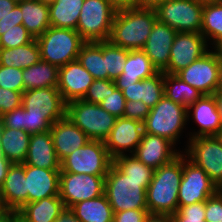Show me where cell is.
<instances>
[{
  "instance_id": "obj_1",
  "label": "cell",
  "mask_w": 222,
  "mask_h": 222,
  "mask_svg": "<svg viewBox=\"0 0 222 222\" xmlns=\"http://www.w3.org/2000/svg\"><path fill=\"white\" fill-rule=\"evenodd\" d=\"M24 131L45 132L66 115V103L57 87L32 89L22 93Z\"/></svg>"
},
{
  "instance_id": "obj_2",
  "label": "cell",
  "mask_w": 222,
  "mask_h": 222,
  "mask_svg": "<svg viewBox=\"0 0 222 222\" xmlns=\"http://www.w3.org/2000/svg\"><path fill=\"white\" fill-rule=\"evenodd\" d=\"M156 21L153 8L134 6L117 10L109 41L129 51L142 49Z\"/></svg>"
},
{
  "instance_id": "obj_3",
  "label": "cell",
  "mask_w": 222,
  "mask_h": 222,
  "mask_svg": "<svg viewBox=\"0 0 222 222\" xmlns=\"http://www.w3.org/2000/svg\"><path fill=\"white\" fill-rule=\"evenodd\" d=\"M183 175V154L154 170L146 189L149 213L174 214L178 210V192Z\"/></svg>"
},
{
  "instance_id": "obj_4",
  "label": "cell",
  "mask_w": 222,
  "mask_h": 222,
  "mask_svg": "<svg viewBox=\"0 0 222 222\" xmlns=\"http://www.w3.org/2000/svg\"><path fill=\"white\" fill-rule=\"evenodd\" d=\"M150 182L130 179L112 163L105 176L104 194L113 212L147 209L146 189Z\"/></svg>"
},
{
  "instance_id": "obj_5",
  "label": "cell",
  "mask_w": 222,
  "mask_h": 222,
  "mask_svg": "<svg viewBox=\"0 0 222 222\" xmlns=\"http://www.w3.org/2000/svg\"><path fill=\"white\" fill-rule=\"evenodd\" d=\"M36 41L41 60L58 68L77 60L79 51L86 43L76 30L51 26Z\"/></svg>"
},
{
  "instance_id": "obj_6",
  "label": "cell",
  "mask_w": 222,
  "mask_h": 222,
  "mask_svg": "<svg viewBox=\"0 0 222 222\" xmlns=\"http://www.w3.org/2000/svg\"><path fill=\"white\" fill-rule=\"evenodd\" d=\"M187 108L173 102L167 96L152 108L143 122L144 133L158 135L171 141H178L187 124Z\"/></svg>"
},
{
  "instance_id": "obj_7",
  "label": "cell",
  "mask_w": 222,
  "mask_h": 222,
  "mask_svg": "<svg viewBox=\"0 0 222 222\" xmlns=\"http://www.w3.org/2000/svg\"><path fill=\"white\" fill-rule=\"evenodd\" d=\"M66 116L80 128L90 140L104 141L113 128L116 117L99 104L74 100L66 104Z\"/></svg>"
},
{
  "instance_id": "obj_8",
  "label": "cell",
  "mask_w": 222,
  "mask_h": 222,
  "mask_svg": "<svg viewBox=\"0 0 222 222\" xmlns=\"http://www.w3.org/2000/svg\"><path fill=\"white\" fill-rule=\"evenodd\" d=\"M116 12L107 0H84L76 31L86 42L109 40Z\"/></svg>"
},
{
  "instance_id": "obj_9",
  "label": "cell",
  "mask_w": 222,
  "mask_h": 222,
  "mask_svg": "<svg viewBox=\"0 0 222 222\" xmlns=\"http://www.w3.org/2000/svg\"><path fill=\"white\" fill-rule=\"evenodd\" d=\"M112 163L104 141L89 140L61 162L60 172L106 176Z\"/></svg>"
},
{
  "instance_id": "obj_10",
  "label": "cell",
  "mask_w": 222,
  "mask_h": 222,
  "mask_svg": "<svg viewBox=\"0 0 222 222\" xmlns=\"http://www.w3.org/2000/svg\"><path fill=\"white\" fill-rule=\"evenodd\" d=\"M155 10L157 20L177 32L201 33L203 5L196 0H166Z\"/></svg>"
},
{
  "instance_id": "obj_11",
  "label": "cell",
  "mask_w": 222,
  "mask_h": 222,
  "mask_svg": "<svg viewBox=\"0 0 222 222\" xmlns=\"http://www.w3.org/2000/svg\"><path fill=\"white\" fill-rule=\"evenodd\" d=\"M186 157L201 167L222 190V144L216 136L189 138Z\"/></svg>"
},
{
  "instance_id": "obj_12",
  "label": "cell",
  "mask_w": 222,
  "mask_h": 222,
  "mask_svg": "<svg viewBox=\"0 0 222 222\" xmlns=\"http://www.w3.org/2000/svg\"><path fill=\"white\" fill-rule=\"evenodd\" d=\"M105 176L60 172L59 196L65 208L104 194Z\"/></svg>"
},
{
  "instance_id": "obj_13",
  "label": "cell",
  "mask_w": 222,
  "mask_h": 222,
  "mask_svg": "<svg viewBox=\"0 0 222 222\" xmlns=\"http://www.w3.org/2000/svg\"><path fill=\"white\" fill-rule=\"evenodd\" d=\"M218 190L207 173L183 154V175L178 192V208L204 202Z\"/></svg>"
},
{
  "instance_id": "obj_14",
  "label": "cell",
  "mask_w": 222,
  "mask_h": 222,
  "mask_svg": "<svg viewBox=\"0 0 222 222\" xmlns=\"http://www.w3.org/2000/svg\"><path fill=\"white\" fill-rule=\"evenodd\" d=\"M219 68L220 58L210 50L176 75L203 95H211L218 89Z\"/></svg>"
},
{
  "instance_id": "obj_15",
  "label": "cell",
  "mask_w": 222,
  "mask_h": 222,
  "mask_svg": "<svg viewBox=\"0 0 222 222\" xmlns=\"http://www.w3.org/2000/svg\"><path fill=\"white\" fill-rule=\"evenodd\" d=\"M208 44L201 33L177 32L164 73L176 74L207 53Z\"/></svg>"
},
{
  "instance_id": "obj_16",
  "label": "cell",
  "mask_w": 222,
  "mask_h": 222,
  "mask_svg": "<svg viewBox=\"0 0 222 222\" xmlns=\"http://www.w3.org/2000/svg\"><path fill=\"white\" fill-rule=\"evenodd\" d=\"M143 133L142 122L120 117L116 119L111 132L104 140V145L112 159L125 155V152L133 154L142 139Z\"/></svg>"
},
{
  "instance_id": "obj_17",
  "label": "cell",
  "mask_w": 222,
  "mask_h": 222,
  "mask_svg": "<svg viewBox=\"0 0 222 222\" xmlns=\"http://www.w3.org/2000/svg\"><path fill=\"white\" fill-rule=\"evenodd\" d=\"M93 81V76L78 60L58 69L57 88L66 104L74 100H82Z\"/></svg>"
},
{
  "instance_id": "obj_18",
  "label": "cell",
  "mask_w": 222,
  "mask_h": 222,
  "mask_svg": "<svg viewBox=\"0 0 222 222\" xmlns=\"http://www.w3.org/2000/svg\"><path fill=\"white\" fill-rule=\"evenodd\" d=\"M174 148L175 145L166 138L143 133L133 155L144 165L156 170L180 154Z\"/></svg>"
},
{
  "instance_id": "obj_19",
  "label": "cell",
  "mask_w": 222,
  "mask_h": 222,
  "mask_svg": "<svg viewBox=\"0 0 222 222\" xmlns=\"http://www.w3.org/2000/svg\"><path fill=\"white\" fill-rule=\"evenodd\" d=\"M176 34V30L157 20L142 48L158 72H164L168 68L170 50Z\"/></svg>"
},
{
  "instance_id": "obj_20",
  "label": "cell",
  "mask_w": 222,
  "mask_h": 222,
  "mask_svg": "<svg viewBox=\"0 0 222 222\" xmlns=\"http://www.w3.org/2000/svg\"><path fill=\"white\" fill-rule=\"evenodd\" d=\"M28 203L59 195L60 170L24 164Z\"/></svg>"
},
{
  "instance_id": "obj_21",
  "label": "cell",
  "mask_w": 222,
  "mask_h": 222,
  "mask_svg": "<svg viewBox=\"0 0 222 222\" xmlns=\"http://www.w3.org/2000/svg\"><path fill=\"white\" fill-rule=\"evenodd\" d=\"M50 132L60 162L90 140L66 115L51 126Z\"/></svg>"
},
{
  "instance_id": "obj_22",
  "label": "cell",
  "mask_w": 222,
  "mask_h": 222,
  "mask_svg": "<svg viewBox=\"0 0 222 222\" xmlns=\"http://www.w3.org/2000/svg\"><path fill=\"white\" fill-rule=\"evenodd\" d=\"M0 203L7 211H18L28 203L24 163L12 164L0 188Z\"/></svg>"
},
{
  "instance_id": "obj_23",
  "label": "cell",
  "mask_w": 222,
  "mask_h": 222,
  "mask_svg": "<svg viewBox=\"0 0 222 222\" xmlns=\"http://www.w3.org/2000/svg\"><path fill=\"white\" fill-rule=\"evenodd\" d=\"M192 109V119L199 125L200 129L193 134L191 133L190 138L216 136V134L222 130L220 116L213 94L203 95L187 108V121H189Z\"/></svg>"
},
{
  "instance_id": "obj_24",
  "label": "cell",
  "mask_w": 222,
  "mask_h": 222,
  "mask_svg": "<svg viewBox=\"0 0 222 222\" xmlns=\"http://www.w3.org/2000/svg\"><path fill=\"white\" fill-rule=\"evenodd\" d=\"M23 163L48 170L61 169L50 130L31 135L28 153Z\"/></svg>"
},
{
  "instance_id": "obj_25",
  "label": "cell",
  "mask_w": 222,
  "mask_h": 222,
  "mask_svg": "<svg viewBox=\"0 0 222 222\" xmlns=\"http://www.w3.org/2000/svg\"><path fill=\"white\" fill-rule=\"evenodd\" d=\"M126 101H142L152 109L164 96V72L130 85H116Z\"/></svg>"
},
{
  "instance_id": "obj_26",
  "label": "cell",
  "mask_w": 222,
  "mask_h": 222,
  "mask_svg": "<svg viewBox=\"0 0 222 222\" xmlns=\"http://www.w3.org/2000/svg\"><path fill=\"white\" fill-rule=\"evenodd\" d=\"M158 71L152 61L142 51L128 50L127 60L123 66V73L114 81L115 85H130L145 78L152 77Z\"/></svg>"
},
{
  "instance_id": "obj_27",
  "label": "cell",
  "mask_w": 222,
  "mask_h": 222,
  "mask_svg": "<svg viewBox=\"0 0 222 222\" xmlns=\"http://www.w3.org/2000/svg\"><path fill=\"white\" fill-rule=\"evenodd\" d=\"M64 209L58 195L24 204L17 213L24 222H54Z\"/></svg>"
},
{
  "instance_id": "obj_28",
  "label": "cell",
  "mask_w": 222,
  "mask_h": 222,
  "mask_svg": "<svg viewBox=\"0 0 222 222\" xmlns=\"http://www.w3.org/2000/svg\"><path fill=\"white\" fill-rule=\"evenodd\" d=\"M31 135L1 125L0 153L12 164H22L27 156Z\"/></svg>"
},
{
  "instance_id": "obj_29",
  "label": "cell",
  "mask_w": 222,
  "mask_h": 222,
  "mask_svg": "<svg viewBox=\"0 0 222 222\" xmlns=\"http://www.w3.org/2000/svg\"><path fill=\"white\" fill-rule=\"evenodd\" d=\"M22 25L34 39L41 36L50 26L49 5L39 0L21 2Z\"/></svg>"
},
{
  "instance_id": "obj_30",
  "label": "cell",
  "mask_w": 222,
  "mask_h": 222,
  "mask_svg": "<svg viewBox=\"0 0 222 222\" xmlns=\"http://www.w3.org/2000/svg\"><path fill=\"white\" fill-rule=\"evenodd\" d=\"M81 222H113V210L105 194L70 207Z\"/></svg>"
},
{
  "instance_id": "obj_31",
  "label": "cell",
  "mask_w": 222,
  "mask_h": 222,
  "mask_svg": "<svg viewBox=\"0 0 222 222\" xmlns=\"http://www.w3.org/2000/svg\"><path fill=\"white\" fill-rule=\"evenodd\" d=\"M58 67L40 60L32 66L22 69L24 92L47 87H57Z\"/></svg>"
},
{
  "instance_id": "obj_32",
  "label": "cell",
  "mask_w": 222,
  "mask_h": 222,
  "mask_svg": "<svg viewBox=\"0 0 222 222\" xmlns=\"http://www.w3.org/2000/svg\"><path fill=\"white\" fill-rule=\"evenodd\" d=\"M41 60L40 49L36 39L15 48H0V65L26 69Z\"/></svg>"
},
{
  "instance_id": "obj_33",
  "label": "cell",
  "mask_w": 222,
  "mask_h": 222,
  "mask_svg": "<svg viewBox=\"0 0 222 222\" xmlns=\"http://www.w3.org/2000/svg\"><path fill=\"white\" fill-rule=\"evenodd\" d=\"M84 0H56L49 5L51 27L77 29Z\"/></svg>"
},
{
  "instance_id": "obj_34",
  "label": "cell",
  "mask_w": 222,
  "mask_h": 222,
  "mask_svg": "<svg viewBox=\"0 0 222 222\" xmlns=\"http://www.w3.org/2000/svg\"><path fill=\"white\" fill-rule=\"evenodd\" d=\"M77 60L94 79H108L103 57V41L86 42L79 51Z\"/></svg>"
},
{
  "instance_id": "obj_35",
  "label": "cell",
  "mask_w": 222,
  "mask_h": 222,
  "mask_svg": "<svg viewBox=\"0 0 222 222\" xmlns=\"http://www.w3.org/2000/svg\"><path fill=\"white\" fill-rule=\"evenodd\" d=\"M164 95L186 108L199 100L203 94L181 80L176 74L164 73Z\"/></svg>"
},
{
  "instance_id": "obj_36",
  "label": "cell",
  "mask_w": 222,
  "mask_h": 222,
  "mask_svg": "<svg viewBox=\"0 0 222 222\" xmlns=\"http://www.w3.org/2000/svg\"><path fill=\"white\" fill-rule=\"evenodd\" d=\"M201 34L214 46L222 40V2L203 5Z\"/></svg>"
},
{
  "instance_id": "obj_37",
  "label": "cell",
  "mask_w": 222,
  "mask_h": 222,
  "mask_svg": "<svg viewBox=\"0 0 222 222\" xmlns=\"http://www.w3.org/2000/svg\"><path fill=\"white\" fill-rule=\"evenodd\" d=\"M113 164L130 179L152 180L154 170L144 165L133 154L116 157Z\"/></svg>"
},
{
  "instance_id": "obj_38",
  "label": "cell",
  "mask_w": 222,
  "mask_h": 222,
  "mask_svg": "<svg viewBox=\"0 0 222 222\" xmlns=\"http://www.w3.org/2000/svg\"><path fill=\"white\" fill-rule=\"evenodd\" d=\"M128 50L113 45L109 40L103 41V57L108 71V79L115 81L123 73Z\"/></svg>"
},
{
  "instance_id": "obj_39",
  "label": "cell",
  "mask_w": 222,
  "mask_h": 222,
  "mask_svg": "<svg viewBox=\"0 0 222 222\" xmlns=\"http://www.w3.org/2000/svg\"><path fill=\"white\" fill-rule=\"evenodd\" d=\"M34 40L33 36L21 24L8 30H0V48H15Z\"/></svg>"
},
{
  "instance_id": "obj_40",
  "label": "cell",
  "mask_w": 222,
  "mask_h": 222,
  "mask_svg": "<svg viewBox=\"0 0 222 222\" xmlns=\"http://www.w3.org/2000/svg\"><path fill=\"white\" fill-rule=\"evenodd\" d=\"M125 97L115 83L110 86V92L99 105L116 118L123 117L125 111Z\"/></svg>"
},
{
  "instance_id": "obj_41",
  "label": "cell",
  "mask_w": 222,
  "mask_h": 222,
  "mask_svg": "<svg viewBox=\"0 0 222 222\" xmlns=\"http://www.w3.org/2000/svg\"><path fill=\"white\" fill-rule=\"evenodd\" d=\"M172 216L174 222H206L205 201L180 206Z\"/></svg>"
},
{
  "instance_id": "obj_42",
  "label": "cell",
  "mask_w": 222,
  "mask_h": 222,
  "mask_svg": "<svg viewBox=\"0 0 222 222\" xmlns=\"http://www.w3.org/2000/svg\"><path fill=\"white\" fill-rule=\"evenodd\" d=\"M0 87L16 92H24L22 69L0 65Z\"/></svg>"
},
{
  "instance_id": "obj_43",
  "label": "cell",
  "mask_w": 222,
  "mask_h": 222,
  "mask_svg": "<svg viewBox=\"0 0 222 222\" xmlns=\"http://www.w3.org/2000/svg\"><path fill=\"white\" fill-rule=\"evenodd\" d=\"M113 83L114 81L109 79H94L82 100L95 104L101 103L108 96Z\"/></svg>"
},
{
  "instance_id": "obj_44",
  "label": "cell",
  "mask_w": 222,
  "mask_h": 222,
  "mask_svg": "<svg viewBox=\"0 0 222 222\" xmlns=\"http://www.w3.org/2000/svg\"><path fill=\"white\" fill-rule=\"evenodd\" d=\"M205 221L222 222V190L219 189L214 195L205 201Z\"/></svg>"
},
{
  "instance_id": "obj_45",
  "label": "cell",
  "mask_w": 222,
  "mask_h": 222,
  "mask_svg": "<svg viewBox=\"0 0 222 222\" xmlns=\"http://www.w3.org/2000/svg\"><path fill=\"white\" fill-rule=\"evenodd\" d=\"M22 105V93L0 87V116Z\"/></svg>"
},
{
  "instance_id": "obj_46",
  "label": "cell",
  "mask_w": 222,
  "mask_h": 222,
  "mask_svg": "<svg viewBox=\"0 0 222 222\" xmlns=\"http://www.w3.org/2000/svg\"><path fill=\"white\" fill-rule=\"evenodd\" d=\"M150 112V108L142 101H126L123 117L144 122Z\"/></svg>"
},
{
  "instance_id": "obj_47",
  "label": "cell",
  "mask_w": 222,
  "mask_h": 222,
  "mask_svg": "<svg viewBox=\"0 0 222 222\" xmlns=\"http://www.w3.org/2000/svg\"><path fill=\"white\" fill-rule=\"evenodd\" d=\"M0 124L5 128L24 130L23 125V106L15 108L0 116Z\"/></svg>"
},
{
  "instance_id": "obj_48",
  "label": "cell",
  "mask_w": 222,
  "mask_h": 222,
  "mask_svg": "<svg viewBox=\"0 0 222 222\" xmlns=\"http://www.w3.org/2000/svg\"><path fill=\"white\" fill-rule=\"evenodd\" d=\"M113 213V222H145L149 214L148 209H129Z\"/></svg>"
},
{
  "instance_id": "obj_49",
  "label": "cell",
  "mask_w": 222,
  "mask_h": 222,
  "mask_svg": "<svg viewBox=\"0 0 222 222\" xmlns=\"http://www.w3.org/2000/svg\"><path fill=\"white\" fill-rule=\"evenodd\" d=\"M22 24L21 2L17 3L7 16L0 20V30H8Z\"/></svg>"
},
{
  "instance_id": "obj_50",
  "label": "cell",
  "mask_w": 222,
  "mask_h": 222,
  "mask_svg": "<svg viewBox=\"0 0 222 222\" xmlns=\"http://www.w3.org/2000/svg\"><path fill=\"white\" fill-rule=\"evenodd\" d=\"M145 222H174L170 214L149 213Z\"/></svg>"
},
{
  "instance_id": "obj_51",
  "label": "cell",
  "mask_w": 222,
  "mask_h": 222,
  "mask_svg": "<svg viewBox=\"0 0 222 222\" xmlns=\"http://www.w3.org/2000/svg\"><path fill=\"white\" fill-rule=\"evenodd\" d=\"M12 163L0 153V188L2 187Z\"/></svg>"
},
{
  "instance_id": "obj_52",
  "label": "cell",
  "mask_w": 222,
  "mask_h": 222,
  "mask_svg": "<svg viewBox=\"0 0 222 222\" xmlns=\"http://www.w3.org/2000/svg\"><path fill=\"white\" fill-rule=\"evenodd\" d=\"M54 222H81L70 208H65Z\"/></svg>"
},
{
  "instance_id": "obj_53",
  "label": "cell",
  "mask_w": 222,
  "mask_h": 222,
  "mask_svg": "<svg viewBox=\"0 0 222 222\" xmlns=\"http://www.w3.org/2000/svg\"><path fill=\"white\" fill-rule=\"evenodd\" d=\"M116 10L136 6V0H107Z\"/></svg>"
},
{
  "instance_id": "obj_54",
  "label": "cell",
  "mask_w": 222,
  "mask_h": 222,
  "mask_svg": "<svg viewBox=\"0 0 222 222\" xmlns=\"http://www.w3.org/2000/svg\"><path fill=\"white\" fill-rule=\"evenodd\" d=\"M16 4L12 0H0V20L7 16Z\"/></svg>"
},
{
  "instance_id": "obj_55",
  "label": "cell",
  "mask_w": 222,
  "mask_h": 222,
  "mask_svg": "<svg viewBox=\"0 0 222 222\" xmlns=\"http://www.w3.org/2000/svg\"><path fill=\"white\" fill-rule=\"evenodd\" d=\"M165 1L166 0H136V7L155 9L159 4Z\"/></svg>"
},
{
  "instance_id": "obj_56",
  "label": "cell",
  "mask_w": 222,
  "mask_h": 222,
  "mask_svg": "<svg viewBox=\"0 0 222 222\" xmlns=\"http://www.w3.org/2000/svg\"><path fill=\"white\" fill-rule=\"evenodd\" d=\"M213 97L215 98L216 104H217V109H218V113L220 116V123L222 126V91L221 90H216L213 93Z\"/></svg>"
},
{
  "instance_id": "obj_57",
  "label": "cell",
  "mask_w": 222,
  "mask_h": 222,
  "mask_svg": "<svg viewBox=\"0 0 222 222\" xmlns=\"http://www.w3.org/2000/svg\"><path fill=\"white\" fill-rule=\"evenodd\" d=\"M0 222H14V211H6L0 217Z\"/></svg>"
},
{
  "instance_id": "obj_58",
  "label": "cell",
  "mask_w": 222,
  "mask_h": 222,
  "mask_svg": "<svg viewBox=\"0 0 222 222\" xmlns=\"http://www.w3.org/2000/svg\"><path fill=\"white\" fill-rule=\"evenodd\" d=\"M214 47V51L219 56L220 59H222V40L219 41Z\"/></svg>"
},
{
  "instance_id": "obj_59",
  "label": "cell",
  "mask_w": 222,
  "mask_h": 222,
  "mask_svg": "<svg viewBox=\"0 0 222 222\" xmlns=\"http://www.w3.org/2000/svg\"><path fill=\"white\" fill-rule=\"evenodd\" d=\"M201 5L221 3L222 0H196Z\"/></svg>"
},
{
  "instance_id": "obj_60",
  "label": "cell",
  "mask_w": 222,
  "mask_h": 222,
  "mask_svg": "<svg viewBox=\"0 0 222 222\" xmlns=\"http://www.w3.org/2000/svg\"><path fill=\"white\" fill-rule=\"evenodd\" d=\"M222 91V59H220V68H219V83H218V89Z\"/></svg>"
},
{
  "instance_id": "obj_61",
  "label": "cell",
  "mask_w": 222,
  "mask_h": 222,
  "mask_svg": "<svg viewBox=\"0 0 222 222\" xmlns=\"http://www.w3.org/2000/svg\"><path fill=\"white\" fill-rule=\"evenodd\" d=\"M14 222H24L22 219L19 218V215L16 211H14Z\"/></svg>"
},
{
  "instance_id": "obj_62",
  "label": "cell",
  "mask_w": 222,
  "mask_h": 222,
  "mask_svg": "<svg viewBox=\"0 0 222 222\" xmlns=\"http://www.w3.org/2000/svg\"><path fill=\"white\" fill-rule=\"evenodd\" d=\"M40 2L47 4V5H51L53 4L56 0H39Z\"/></svg>"
},
{
  "instance_id": "obj_63",
  "label": "cell",
  "mask_w": 222,
  "mask_h": 222,
  "mask_svg": "<svg viewBox=\"0 0 222 222\" xmlns=\"http://www.w3.org/2000/svg\"><path fill=\"white\" fill-rule=\"evenodd\" d=\"M216 138L220 141V143L222 144V130H220L217 134H216Z\"/></svg>"
},
{
  "instance_id": "obj_64",
  "label": "cell",
  "mask_w": 222,
  "mask_h": 222,
  "mask_svg": "<svg viewBox=\"0 0 222 222\" xmlns=\"http://www.w3.org/2000/svg\"><path fill=\"white\" fill-rule=\"evenodd\" d=\"M7 210L2 206L0 205V217L6 212Z\"/></svg>"
},
{
  "instance_id": "obj_65",
  "label": "cell",
  "mask_w": 222,
  "mask_h": 222,
  "mask_svg": "<svg viewBox=\"0 0 222 222\" xmlns=\"http://www.w3.org/2000/svg\"><path fill=\"white\" fill-rule=\"evenodd\" d=\"M12 1H14V2H16V3H20V2H23V1H25V0H12Z\"/></svg>"
}]
</instances>
